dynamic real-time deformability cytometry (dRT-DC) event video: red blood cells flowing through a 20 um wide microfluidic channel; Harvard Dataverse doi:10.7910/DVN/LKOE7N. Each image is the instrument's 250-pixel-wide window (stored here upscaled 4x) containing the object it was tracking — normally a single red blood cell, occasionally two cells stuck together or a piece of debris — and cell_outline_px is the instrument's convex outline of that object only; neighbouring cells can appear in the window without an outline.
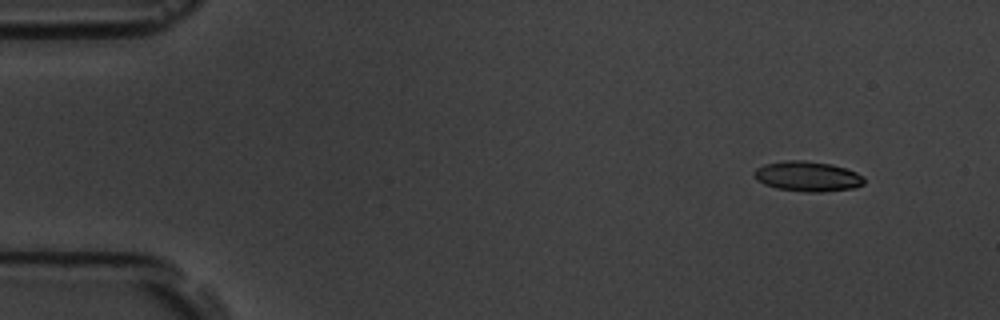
{"species": "common noctule bat (a hibernating species)", "species_latin": "Nyctalus noctula", "temperature_condition": "room temperature", "stored_images_in_passage": 5, "camera_frame_rate_fps": 3000, "um_per_image_px": 0.085, "animal": {"sex": "male", "body_mass_g": 19.5, "forearm_length_mm": 54.6}, "frame": {"image": 1, "passage_image": 2, "time_ms": 1.333, "image_size_px": [1000, 320], "cell_outline_px": [[864, 184], [856, 188], [824, 192], [804, 192], [776, 188], [764, 184], [756, 180], [752, 176], [752, 172], [756, 168], [764, 164], [784, 160], [804, 160], [832, 164], [856, 172], [864, 176]], "centroid_in_image_um": [68.62, 14.99], "position_along_channel_um": 16.4, "area_um2": 19.65}}
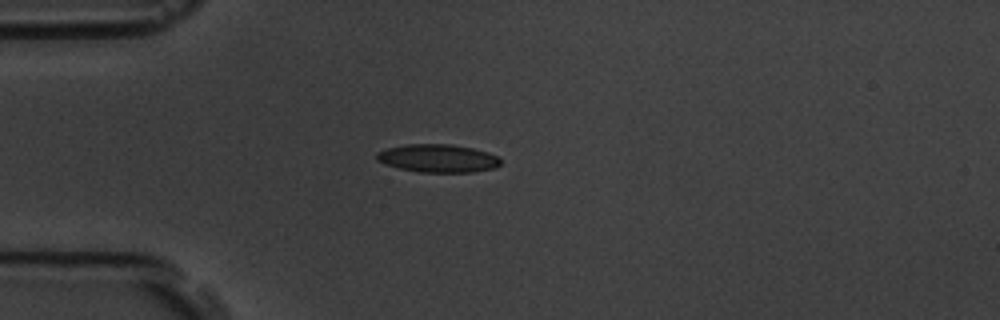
{"frame": {"image": 2, "passage_image": 5, "time_ms": 4.667, "image_size_px": [1000, 320], "cell_outline_px": [[500, 164], [496, 168], [472, 172], [420, 172], [400, 168], [384, 164], [376, 160], [376, 152], [388, 148], [408, 144], [452, 144], [472, 148], [488, 152], [496, 156], [500, 160]], "centroid_in_image_um": [37.21, 13.45], "position_along_channel_um": 47.8, "area_um2": 20.23}}